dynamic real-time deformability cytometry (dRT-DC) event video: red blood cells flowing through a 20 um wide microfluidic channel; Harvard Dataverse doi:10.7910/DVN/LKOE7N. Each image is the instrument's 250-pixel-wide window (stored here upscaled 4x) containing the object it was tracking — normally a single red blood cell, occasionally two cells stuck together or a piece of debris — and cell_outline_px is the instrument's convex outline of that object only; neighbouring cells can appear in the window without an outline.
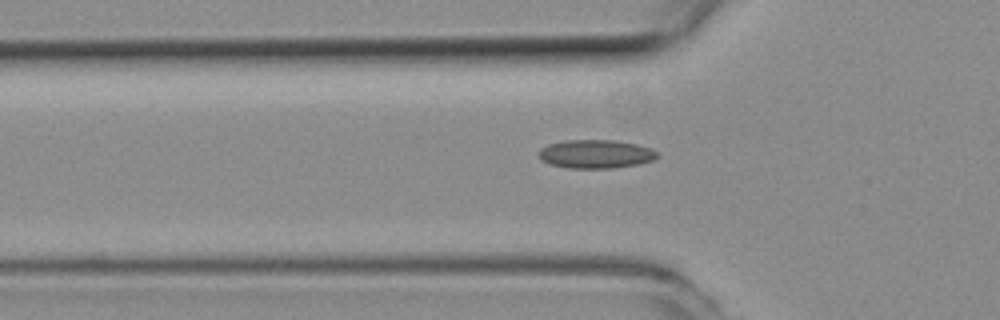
{"species": "common noctule bat (a hibernating species)", "species_latin": "Nyctalus noctula", "temperature_condition": "room temperature", "stored_images_in_passage": 46, "camera_frame_rate_fps": 3000, "um_per_image_px": 0.085, "animal": {"sex": "female", "body_mass_g": 19.3, "forearm_length_mm": 54.1}, "frame": {"image": 1, "passage_image": 16, "time_ms": 5.0, "image_size_px": [1000, 320], "cell_outline_px": [[660, 156], [652, 160], [640, 164], [612, 168], [568, 168], [548, 164], [540, 160], [540, 148], [548, 144], [564, 140], [616, 140], [636, 144], [652, 148]], "centroid_in_image_um": [50.64, 13.09], "position_along_channel_um": 75.2, "area_um2": 19.88}}
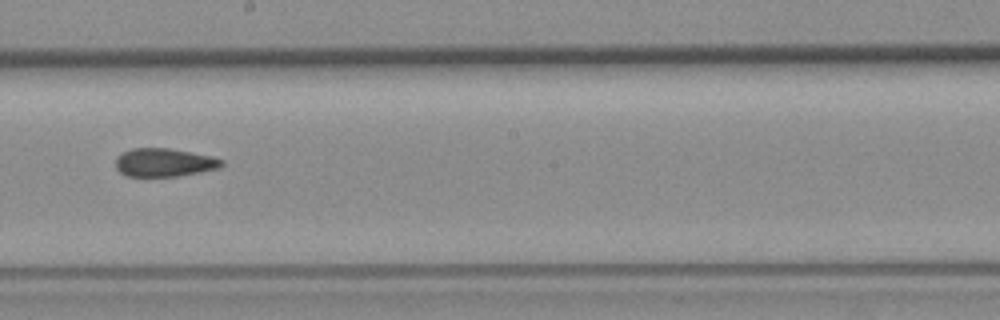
{"frame": {"image": 2, "passage_image": 28, "time_ms": 9.0, "image_size_px": [1000, 320], "cell_outline_px": [[224, 164], [220, 168], [180, 176], [128, 176], [120, 172], [116, 168], [116, 156], [132, 148], [168, 148], [212, 156], [224, 160]], "centroid_in_image_um": [13.98, 13.81], "position_along_channel_um": 234.2, "area_um2": 17.51}}
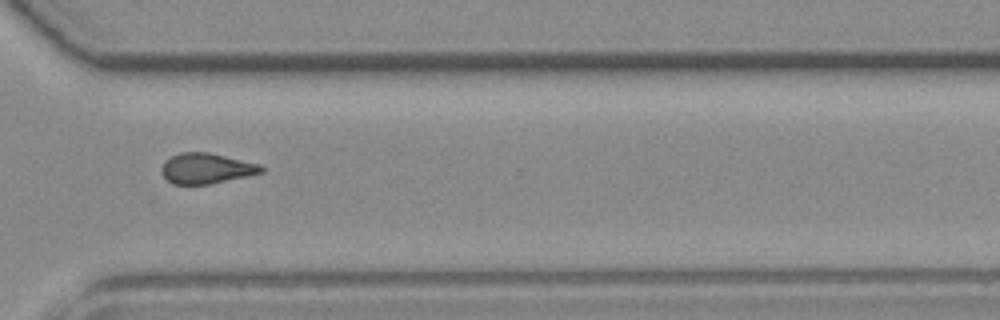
{"frame": {"image": 3, "passage_image": 37, "time_ms": 12.0, "image_size_px": [1000, 320], "cell_outline_px": [[264, 172], [208, 184], [172, 184], [160, 172], [160, 168], [164, 160], [180, 152], [208, 152], [260, 164], [264, 168]], "centroid_in_image_um": [17.5, 14.3], "position_along_channel_um": 353.1, "area_um2": 17.63}}